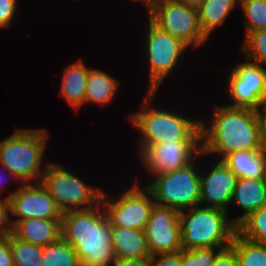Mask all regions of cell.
I'll return each mask as SVG.
<instances>
[{
  "label": "cell",
  "instance_id": "d6986e66",
  "mask_svg": "<svg viewBox=\"0 0 266 266\" xmlns=\"http://www.w3.org/2000/svg\"><path fill=\"white\" fill-rule=\"evenodd\" d=\"M111 241L115 259L151 257L143 230L111 226Z\"/></svg>",
  "mask_w": 266,
  "mask_h": 266
},
{
  "label": "cell",
  "instance_id": "ac0fdd59",
  "mask_svg": "<svg viewBox=\"0 0 266 266\" xmlns=\"http://www.w3.org/2000/svg\"><path fill=\"white\" fill-rule=\"evenodd\" d=\"M12 234L22 241L47 246L61 237V219L21 220L12 227Z\"/></svg>",
  "mask_w": 266,
  "mask_h": 266
},
{
  "label": "cell",
  "instance_id": "4fadbf2b",
  "mask_svg": "<svg viewBox=\"0 0 266 266\" xmlns=\"http://www.w3.org/2000/svg\"><path fill=\"white\" fill-rule=\"evenodd\" d=\"M178 210L154 204L144 228L151 256L182 250Z\"/></svg>",
  "mask_w": 266,
  "mask_h": 266
},
{
  "label": "cell",
  "instance_id": "1f68e13d",
  "mask_svg": "<svg viewBox=\"0 0 266 266\" xmlns=\"http://www.w3.org/2000/svg\"><path fill=\"white\" fill-rule=\"evenodd\" d=\"M0 192L4 193V191L6 190L8 193H7V196L6 194L3 196L5 199L9 200L10 197L12 196V194L14 192L17 191V189H19V185H21L22 183L20 182V180L11 172L9 171L5 166H3L1 163H0ZM4 170V171H3ZM9 176V177H8ZM9 181V182H8ZM10 181H12L13 183H16L19 184L16 188H14L15 190H9L6 189L8 186H6L7 182L10 183ZM2 193H0L2 195ZM0 198H2V196H0Z\"/></svg>",
  "mask_w": 266,
  "mask_h": 266
},
{
  "label": "cell",
  "instance_id": "7402d4cb",
  "mask_svg": "<svg viewBox=\"0 0 266 266\" xmlns=\"http://www.w3.org/2000/svg\"><path fill=\"white\" fill-rule=\"evenodd\" d=\"M238 5V6H237ZM239 7V0H203L197 7L202 32L210 40L212 33L224 25Z\"/></svg>",
  "mask_w": 266,
  "mask_h": 266
},
{
  "label": "cell",
  "instance_id": "d6a6232c",
  "mask_svg": "<svg viewBox=\"0 0 266 266\" xmlns=\"http://www.w3.org/2000/svg\"><path fill=\"white\" fill-rule=\"evenodd\" d=\"M151 266H181V251L157 254L150 257Z\"/></svg>",
  "mask_w": 266,
  "mask_h": 266
},
{
  "label": "cell",
  "instance_id": "6da1fadb",
  "mask_svg": "<svg viewBox=\"0 0 266 266\" xmlns=\"http://www.w3.org/2000/svg\"><path fill=\"white\" fill-rule=\"evenodd\" d=\"M212 111L210 118L200 120L201 152L205 156L222 160L238 150L264 149L261 112L219 103Z\"/></svg>",
  "mask_w": 266,
  "mask_h": 266
},
{
  "label": "cell",
  "instance_id": "3957f363",
  "mask_svg": "<svg viewBox=\"0 0 266 266\" xmlns=\"http://www.w3.org/2000/svg\"><path fill=\"white\" fill-rule=\"evenodd\" d=\"M156 94L158 93L154 91H146L139 105V111L129 113L127 116L130 126L139 132L136 152L139 154L146 146L154 144L201 141V117L195 119L192 115H186L180 110H173V107L167 109L163 106H155Z\"/></svg>",
  "mask_w": 266,
  "mask_h": 266
},
{
  "label": "cell",
  "instance_id": "30bf717a",
  "mask_svg": "<svg viewBox=\"0 0 266 266\" xmlns=\"http://www.w3.org/2000/svg\"><path fill=\"white\" fill-rule=\"evenodd\" d=\"M229 70L225 87L230 100L226 105L261 112L266 107V67L245 59Z\"/></svg>",
  "mask_w": 266,
  "mask_h": 266
},
{
  "label": "cell",
  "instance_id": "8d00e7d4",
  "mask_svg": "<svg viewBox=\"0 0 266 266\" xmlns=\"http://www.w3.org/2000/svg\"><path fill=\"white\" fill-rule=\"evenodd\" d=\"M130 1V0H129ZM132 3H139L144 8L148 15L155 7H157L163 0H131Z\"/></svg>",
  "mask_w": 266,
  "mask_h": 266
},
{
  "label": "cell",
  "instance_id": "5b68a950",
  "mask_svg": "<svg viewBox=\"0 0 266 266\" xmlns=\"http://www.w3.org/2000/svg\"><path fill=\"white\" fill-rule=\"evenodd\" d=\"M181 247L185 250L204 247L226 249L230 246L237 226L228 212L196 206L179 212Z\"/></svg>",
  "mask_w": 266,
  "mask_h": 266
},
{
  "label": "cell",
  "instance_id": "4dcf8cb0",
  "mask_svg": "<svg viewBox=\"0 0 266 266\" xmlns=\"http://www.w3.org/2000/svg\"><path fill=\"white\" fill-rule=\"evenodd\" d=\"M10 216L9 200L0 198V239L6 238L12 233Z\"/></svg>",
  "mask_w": 266,
  "mask_h": 266
},
{
  "label": "cell",
  "instance_id": "4316f807",
  "mask_svg": "<svg viewBox=\"0 0 266 266\" xmlns=\"http://www.w3.org/2000/svg\"><path fill=\"white\" fill-rule=\"evenodd\" d=\"M239 49L247 60L266 67V29L248 33Z\"/></svg>",
  "mask_w": 266,
  "mask_h": 266
},
{
  "label": "cell",
  "instance_id": "9c48e42d",
  "mask_svg": "<svg viewBox=\"0 0 266 266\" xmlns=\"http://www.w3.org/2000/svg\"><path fill=\"white\" fill-rule=\"evenodd\" d=\"M129 186L116 194L105 191L101 203L111 226L144 230L155 201L138 178Z\"/></svg>",
  "mask_w": 266,
  "mask_h": 266
},
{
  "label": "cell",
  "instance_id": "f35d334b",
  "mask_svg": "<svg viewBox=\"0 0 266 266\" xmlns=\"http://www.w3.org/2000/svg\"><path fill=\"white\" fill-rule=\"evenodd\" d=\"M176 2L188 5V6H193V7H198L203 0H175Z\"/></svg>",
  "mask_w": 266,
  "mask_h": 266
},
{
  "label": "cell",
  "instance_id": "9a60e30c",
  "mask_svg": "<svg viewBox=\"0 0 266 266\" xmlns=\"http://www.w3.org/2000/svg\"><path fill=\"white\" fill-rule=\"evenodd\" d=\"M203 157L208 169L203 168L200 163V205L222 209L228 212L230 217L229 208L238 177L222 160H213L204 154ZM206 159L210 163L207 164Z\"/></svg>",
  "mask_w": 266,
  "mask_h": 266
},
{
  "label": "cell",
  "instance_id": "f546056e",
  "mask_svg": "<svg viewBox=\"0 0 266 266\" xmlns=\"http://www.w3.org/2000/svg\"><path fill=\"white\" fill-rule=\"evenodd\" d=\"M19 0H0V30L13 27V20L19 15Z\"/></svg>",
  "mask_w": 266,
  "mask_h": 266
},
{
  "label": "cell",
  "instance_id": "7a4b0ae2",
  "mask_svg": "<svg viewBox=\"0 0 266 266\" xmlns=\"http://www.w3.org/2000/svg\"><path fill=\"white\" fill-rule=\"evenodd\" d=\"M61 237L71 244L81 266H112L115 261L111 224L102 203L87 210L64 212Z\"/></svg>",
  "mask_w": 266,
  "mask_h": 266
},
{
  "label": "cell",
  "instance_id": "8fae6325",
  "mask_svg": "<svg viewBox=\"0 0 266 266\" xmlns=\"http://www.w3.org/2000/svg\"><path fill=\"white\" fill-rule=\"evenodd\" d=\"M147 16L154 25L181 39L192 50L203 48L209 41L201 30L196 7L163 0Z\"/></svg>",
  "mask_w": 266,
  "mask_h": 266
},
{
  "label": "cell",
  "instance_id": "e0dca14e",
  "mask_svg": "<svg viewBox=\"0 0 266 266\" xmlns=\"http://www.w3.org/2000/svg\"><path fill=\"white\" fill-rule=\"evenodd\" d=\"M89 67L82 59L65 66L61 75L59 96L78 111L85 104L86 83Z\"/></svg>",
  "mask_w": 266,
  "mask_h": 266
},
{
  "label": "cell",
  "instance_id": "d4e9b609",
  "mask_svg": "<svg viewBox=\"0 0 266 266\" xmlns=\"http://www.w3.org/2000/svg\"><path fill=\"white\" fill-rule=\"evenodd\" d=\"M7 238L9 239L14 266H42V246L22 241L12 233Z\"/></svg>",
  "mask_w": 266,
  "mask_h": 266
},
{
  "label": "cell",
  "instance_id": "ffe728a7",
  "mask_svg": "<svg viewBox=\"0 0 266 266\" xmlns=\"http://www.w3.org/2000/svg\"><path fill=\"white\" fill-rule=\"evenodd\" d=\"M120 81L110 72L91 67L86 83L85 106L94 104L105 107L112 104L119 93Z\"/></svg>",
  "mask_w": 266,
  "mask_h": 266
},
{
  "label": "cell",
  "instance_id": "8992f818",
  "mask_svg": "<svg viewBox=\"0 0 266 266\" xmlns=\"http://www.w3.org/2000/svg\"><path fill=\"white\" fill-rule=\"evenodd\" d=\"M144 38L141 45L147 65L148 84L146 91L158 92L161 85L181 67L183 58L191 48L181 39L165 32L154 25L149 19L146 21ZM191 51V52H190ZM176 70V71H175ZM168 78V79H167Z\"/></svg>",
  "mask_w": 266,
  "mask_h": 266
},
{
  "label": "cell",
  "instance_id": "836d02e7",
  "mask_svg": "<svg viewBox=\"0 0 266 266\" xmlns=\"http://www.w3.org/2000/svg\"><path fill=\"white\" fill-rule=\"evenodd\" d=\"M211 266H238L236 253L230 246L222 249L215 257Z\"/></svg>",
  "mask_w": 266,
  "mask_h": 266
},
{
  "label": "cell",
  "instance_id": "603a6c76",
  "mask_svg": "<svg viewBox=\"0 0 266 266\" xmlns=\"http://www.w3.org/2000/svg\"><path fill=\"white\" fill-rule=\"evenodd\" d=\"M230 247L236 253L238 266H266V244L234 234Z\"/></svg>",
  "mask_w": 266,
  "mask_h": 266
},
{
  "label": "cell",
  "instance_id": "52a82bcc",
  "mask_svg": "<svg viewBox=\"0 0 266 266\" xmlns=\"http://www.w3.org/2000/svg\"><path fill=\"white\" fill-rule=\"evenodd\" d=\"M199 158H203V153L183 168L147 176L148 183L144 186L151 192L155 204L178 211L200 205V162L204 158Z\"/></svg>",
  "mask_w": 266,
  "mask_h": 266
},
{
  "label": "cell",
  "instance_id": "5bb4252c",
  "mask_svg": "<svg viewBox=\"0 0 266 266\" xmlns=\"http://www.w3.org/2000/svg\"><path fill=\"white\" fill-rule=\"evenodd\" d=\"M9 203L12 227L21 220L61 219L63 214L41 182L21 184Z\"/></svg>",
  "mask_w": 266,
  "mask_h": 266
},
{
  "label": "cell",
  "instance_id": "44dd1931",
  "mask_svg": "<svg viewBox=\"0 0 266 266\" xmlns=\"http://www.w3.org/2000/svg\"><path fill=\"white\" fill-rule=\"evenodd\" d=\"M222 162L238 177L266 179V150H238L226 155Z\"/></svg>",
  "mask_w": 266,
  "mask_h": 266
},
{
  "label": "cell",
  "instance_id": "7c38bea8",
  "mask_svg": "<svg viewBox=\"0 0 266 266\" xmlns=\"http://www.w3.org/2000/svg\"><path fill=\"white\" fill-rule=\"evenodd\" d=\"M201 153V141H172L146 146L137 156L146 174L155 177L187 166Z\"/></svg>",
  "mask_w": 266,
  "mask_h": 266
},
{
  "label": "cell",
  "instance_id": "ba28073f",
  "mask_svg": "<svg viewBox=\"0 0 266 266\" xmlns=\"http://www.w3.org/2000/svg\"><path fill=\"white\" fill-rule=\"evenodd\" d=\"M62 213L87 210L101 204L104 189L87 184L78 174L62 164L50 162L41 181Z\"/></svg>",
  "mask_w": 266,
  "mask_h": 266
},
{
  "label": "cell",
  "instance_id": "e575fe53",
  "mask_svg": "<svg viewBox=\"0 0 266 266\" xmlns=\"http://www.w3.org/2000/svg\"><path fill=\"white\" fill-rule=\"evenodd\" d=\"M0 266H14L9 239H0Z\"/></svg>",
  "mask_w": 266,
  "mask_h": 266
},
{
  "label": "cell",
  "instance_id": "277c9868",
  "mask_svg": "<svg viewBox=\"0 0 266 266\" xmlns=\"http://www.w3.org/2000/svg\"><path fill=\"white\" fill-rule=\"evenodd\" d=\"M49 136L44 128H17L0 140V163L22 184L40 182L50 161L44 160Z\"/></svg>",
  "mask_w": 266,
  "mask_h": 266
},
{
  "label": "cell",
  "instance_id": "cb8c5ba5",
  "mask_svg": "<svg viewBox=\"0 0 266 266\" xmlns=\"http://www.w3.org/2000/svg\"><path fill=\"white\" fill-rule=\"evenodd\" d=\"M42 266H81L71 244L60 237L57 241L43 246Z\"/></svg>",
  "mask_w": 266,
  "mask_h": 266
},
{
  "label": "cell",
  "instance_id": "f1b7e54d",
  "mask_svg": "<svg viewBox=\"0 0 266 266\" xmlns=\"http://www.w3.org/2000/svg\"><path fill=\"white\" fill-rule=\"evenodd\" d=\"M223 248L204 247L181 250V266H211L217 254Z\"/></svg>",
  "mask_w": 266,
  "mask_h": 266
},
{
  "label": "cell",
  "instance_id": "484cf974",
  "mask_svg": "<svg viewBox=\"0 0 266 266\" xmlns=\"http://www.w3.org/2000/svg\"><path fill=\"white\" fill-rule=\"evenodd\" d=\"M243 13L244 36L259 29H266V2L263 0H239Z\"/></svg>",
  "mask_w": 266,
  "mask_h": 266
},
{
  "label": "cell",
  "instance_id": "83f0119b",
  "mask_svg": "<svg viewBox=\"0 0 266 266\" xmlns=\"http://www.w3.org/2000/svg\"><path fill=\"white\" fill-rule=\"evenodd\" d=\"M237 231L245 238L266 244V209H257L244 219Z\"/></svg>",
  "mask_w": 266,
  "mask_h": 266
},
{
  "label": "cell",
  "instance_id": "d590c367",
  "mask_svg": "<svg viewBox=\"0 0 266 266\" xmlns=\"http://www.w3.org/2000/svg\"><path fill=\"white\" fill-rule=\"evenodd\" d=\"M112 266H151L150 258H119Z\"/></svg>",
  "mask_w": 266,
  "mask_h": 266
},
{
  "label": "cell",
  "instance_id": "ab89813d",
  "mask_svg": "<svg viewBox=\"0 0 266 266\" xmlns=\"http://www.w3.org/2000/svg\"><path fill=\"white\" fill-rule=\"evenodd\" d=\"M263 209H266V198H265V200H264V204H263V207H262Z\"/></svg>",
  "mask_w": 266,
  "mask_h": 266
},
{
  "label": "cell",
  "instance_id": "74e56055",
  "mask_svg": "<svg viewBox=\"0 0 266 266\" xmlns=\"http://www.w3.org/2000/svg\"><path fill=\"white\" fill-rule=\"evenodd\" d=\"M261 118L263 124V146L266 150V107L261 111Z\"/></svg>",
  "mask_w": 266,
  "mask_h": 266
},
{
  "label": "cell",
  "instance_id": "2e32d148",
  "mask_svg": "<svg viewBox=\"0 0 266 266\" xmlns=\"http://www.w3.org/2000/svg\"><path fill=\"white\" fill-rule=\"evenodd\" d=\"M266 198V179L238 178L230 207L241 210L232 222L238 226L244 219L257 209H261Z\"/></svg>",
  "mask_w": 266,
  "mask_h": 266
}]
</instances>
